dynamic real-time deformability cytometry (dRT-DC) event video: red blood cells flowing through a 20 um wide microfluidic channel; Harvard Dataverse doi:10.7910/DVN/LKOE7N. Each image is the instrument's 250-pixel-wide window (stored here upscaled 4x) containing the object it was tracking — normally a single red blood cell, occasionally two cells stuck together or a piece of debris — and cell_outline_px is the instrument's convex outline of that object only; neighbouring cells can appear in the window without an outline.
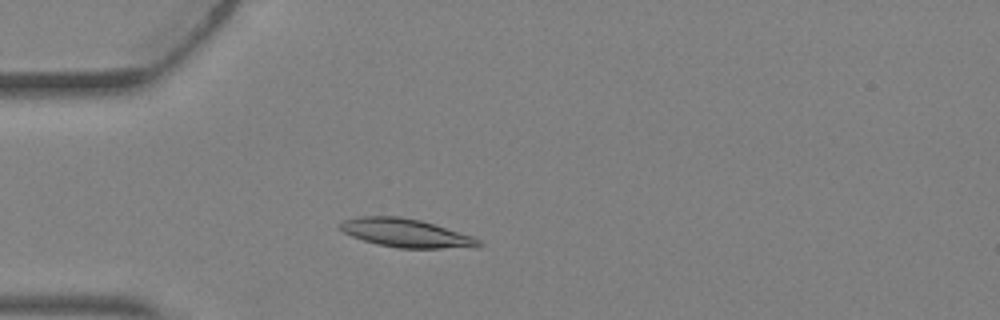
{"species": "Egyptian fruit bat (a non-hibernating species)", "species_latin": "Rousettus aegyptiacus", "temperature_condition": "warm", "stored_images_in_passage": 3, "camera_frame_rate_fps": 3000, "um_per_image_px": 0.085, "animal": {"sex": "female"}, "frame": {"image": 1, "passage_image": 3, "time_ms": 0.667, "image_size_px": [1000, 320], "cell_outline_px": [[484, 244], [480, 248], [400, 248], [376, 244], [352, 236], [344, 232], [340, 228], [340, 224], [344, 220], [360, 216], [400, 216], [420, 220], [472, 236], [480, 240]], "centroid_in_image_um": [34.56, 19.82], "position_along_channel_um": 50.4, "area_um2": 22.95}}